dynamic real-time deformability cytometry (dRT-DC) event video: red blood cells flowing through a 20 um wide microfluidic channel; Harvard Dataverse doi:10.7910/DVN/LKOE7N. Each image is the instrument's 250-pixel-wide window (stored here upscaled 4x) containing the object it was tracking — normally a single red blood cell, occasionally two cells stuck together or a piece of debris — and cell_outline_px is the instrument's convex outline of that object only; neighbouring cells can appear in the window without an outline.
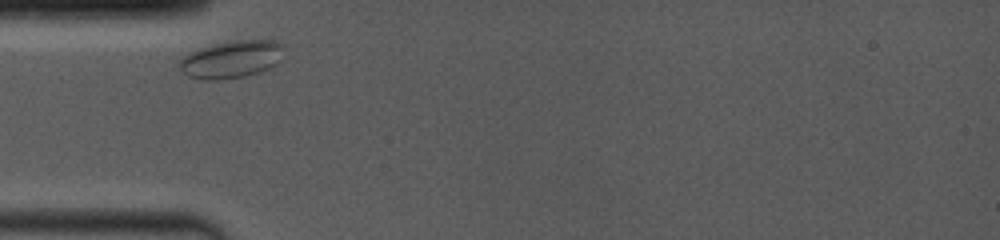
{"species": "common noctule bat (a hibernating species)", "species_latin": "Nyctalus noctula", "temperature_condition": "room temperature", "stored_images_in_passage": 34, "camera_frame_rate_fps": 4000, "um_per_image_px": 0.085, "animal": {"sex": "female", "body_mass_g": 19.0, "forearm_length_mm": 53.3}, "frame": {"image": 1, "passage_image": 1, "time_ms": 0.0, "image_size_px": [1000, 240], "cell_outline_px": [[284, 44], [272, 64], [268, 68], [244, 76], [220, 80], [200, 80], [188, 76], [180, 68], [180, 60], [188, 52], [196, 48], [212, 44], [236, 40], [272, 40]], "centroid_in_image_um": [19.55, 5.03], "position_along_channel_um": 65.5, "area_um2": 22.31}}
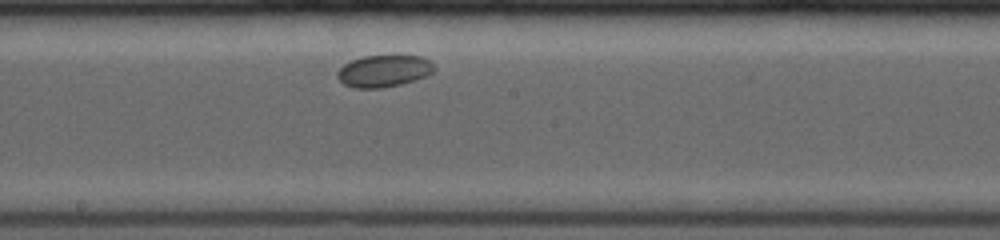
{"frame": {"image": 2, "passage_image": 18, "time_ms": 4.25, "image_size_px": [1000, 240], "cell_outline_px": [[436, 68], [432, 72], [424, 76], [400, 84], [380, 88], [356, 88], [344, 84], [336, 76], [336, 72], [344, 64], [352, 60], [364, 56], [420, 56], [428, 60]], "centroid_in_image_um": [32.58, 6.03], "position_along_channel_um": 215.6, "area_um2": 17.69}}
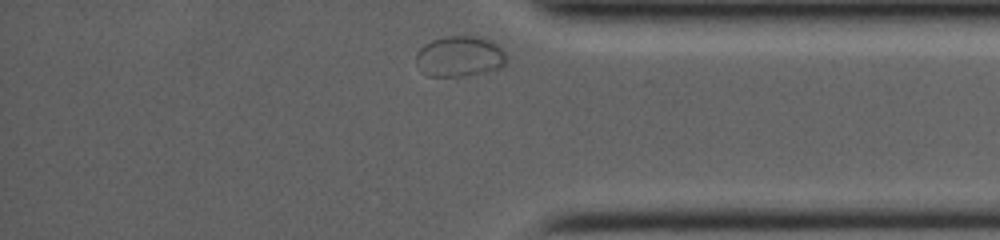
{"frame": {"image": 3, "passage_image": 34, "time_ms": 9.25, "image_size_px": [1000, 240], "cell_outline_px": [[508, 56], [504, 64], [500, 68], [484, 72], [464, 76], [428, 76], [416, 64], [416, 52], [424, 44], [432, 40], [448, 36], [472, 36], [488, 40], [496, 44]], "centroid_in_image_um": [39.05, 4.8], "position_along_channel_um": 396.1, "area_um2": 21.27}}